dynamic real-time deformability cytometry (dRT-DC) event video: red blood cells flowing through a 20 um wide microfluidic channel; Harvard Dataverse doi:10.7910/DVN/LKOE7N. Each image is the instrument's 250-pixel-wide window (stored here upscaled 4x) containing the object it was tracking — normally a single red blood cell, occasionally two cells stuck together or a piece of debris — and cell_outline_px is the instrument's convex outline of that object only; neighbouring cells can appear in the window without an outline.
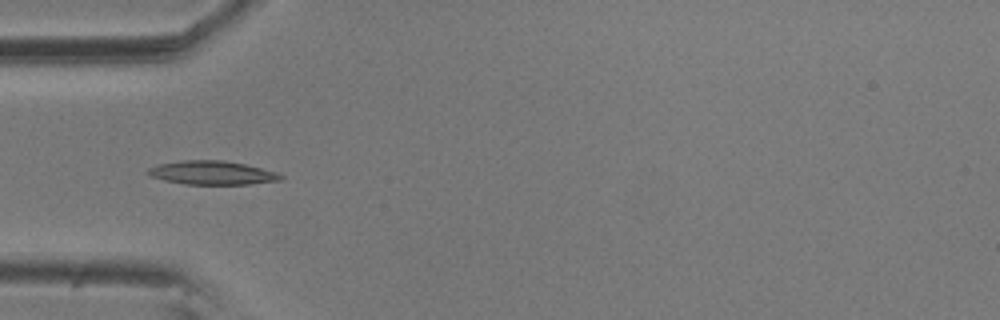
{"species": "common noctule bat (a hibernating species)", "species_latin": "Nyctalus noctula", "temperature_condition": "room temperature", "stored_images_in_passage": 13, "camera_frame_rate_fps": 3000, "um_per_image_px": 0.085, "animal": {"sex": "male", "body_mass_g": 20.5, "forearm_length_mm": 52.5}, "frame": {"image": 1, "passage_image": 5, "time_ms": 1.333, "image_size_px": [1000, 320], "cell_outline_px": [[284, 176], [280, 180], [248, 184], [184, 184], [164, 180], [152, 176], [144, 172], [148, 168], [160, 164], [180, 160], [224, 160], [244, 164], [276, 172]], "centroid_in_image_um": [17.99, 14.68], "position_along_channel_um": 67.0, "area_um2": 18.21}}
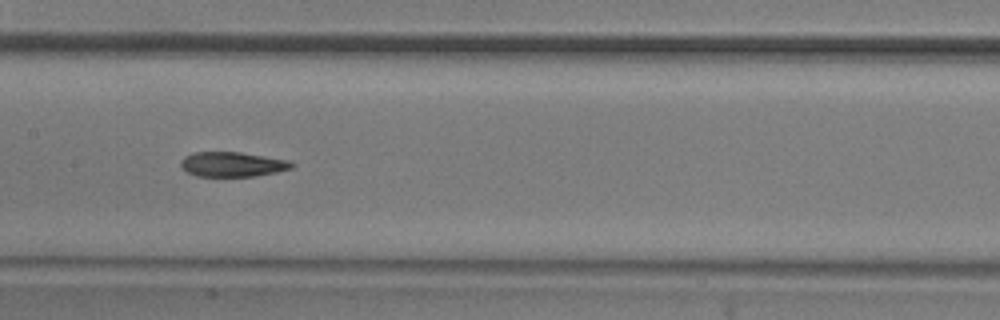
{"frame": {"image": 2, "passage_image": 8, "time_ms": 2.333, "image_size_px": [1000, 320], "cell_outline_px": [[296, 164], [292, 168], [276, 172], [256, 176], [196, 176], [188, 172], [180, 164], [180, 160], [184, 156], [196, 152], [240, 152], [288, 160]], "centroid_in_image_um": [19.77, 13.96], "position_along_channel_um": 187.6, "area_um2": 15.95}}
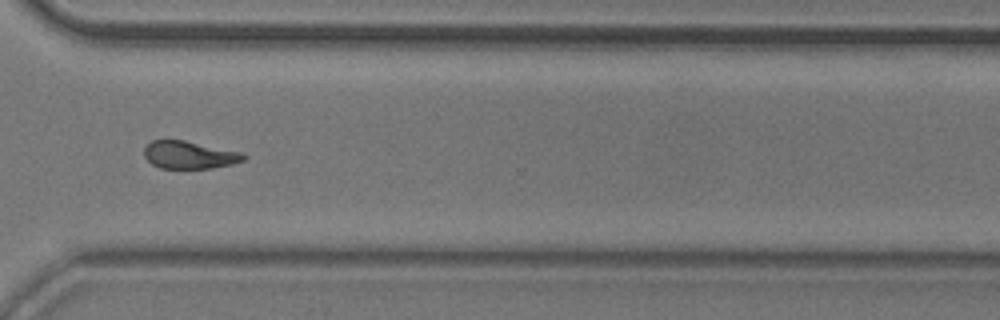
{"frame": {"image": 3, "passage_image": 12, "time_ms": 3.667, "image_size_px": [1000, 320], "cell_outline_px": [[248, 156], [244, 160], [232, 164], [212, 168], [160, 168], [152, 164], [144, 156], [144, 148], [152, 140], [184, 140], [244, 152]], "centroid_in_image_um": [16.14, 13.16], "position_along_channel_um": 354.5, "area_um2": 16.13}}